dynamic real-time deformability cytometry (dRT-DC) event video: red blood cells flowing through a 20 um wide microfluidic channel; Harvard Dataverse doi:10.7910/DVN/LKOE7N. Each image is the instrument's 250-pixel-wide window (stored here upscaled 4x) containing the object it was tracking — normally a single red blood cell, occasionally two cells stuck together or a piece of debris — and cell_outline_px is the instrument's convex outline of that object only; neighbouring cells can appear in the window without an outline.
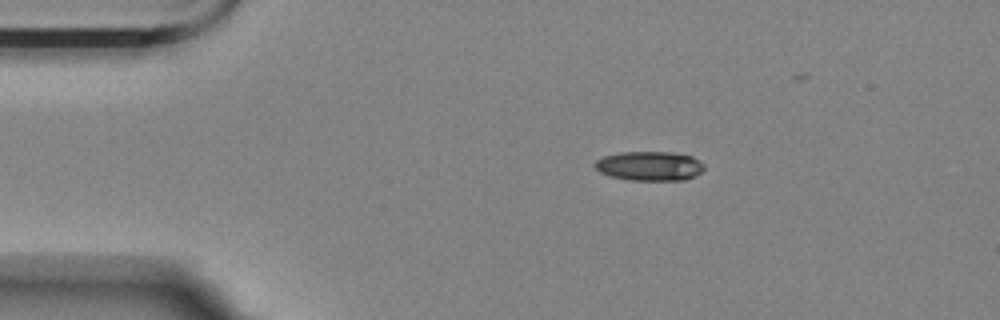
{"species": "Egyptian fruit bat (a non-hibernating species)", "species_latin": "Rousettus aegyptiacus", "temperature_condition": "room temperature", "stored_images_in_passage": 27, "camera_frame_rate_fps": 3000, "um_per_image_px": 0.085, "animal": {"sex": "female"}, "frame": {"image": 1, "passage_image": 1, "time_ms": 0.0, "image_size_px": [1000, 320], "cell_outline_px": [[704, 168], [696, 176], [684, 180], [628, 180], [612, 176], [600, 172], [592, 164], [596, 160], [604, 156], [620, 152], [672, 152], [692, 156], [700, 160], [704, 164]], "centroid_in_image_um": [55.22, 14.1], "position_along_channel_um": 29.8, "area_um2": 18.79}}
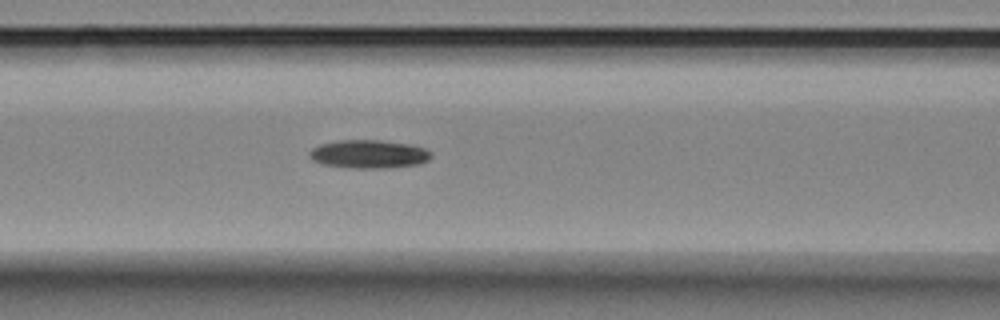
{"frame": {"image": 2, "passage_image": 14, "time_ms": 4.333, "image_size_px": [1000, 320], "cell_outline_px": [[432, 156], [428, 160], [420, 164], [388, 168], [352, 168], [324, 164], [312, 160], [308, 156], [308, 152], [312, 148], [320, 144], [340, 140], [376, 140], [404, 144], [424, 148], [432, 152]], "centroid_in_image_um": [31.33, 13.11], "position_along_channel_um": 135.3, "area_um2": 20.0}}
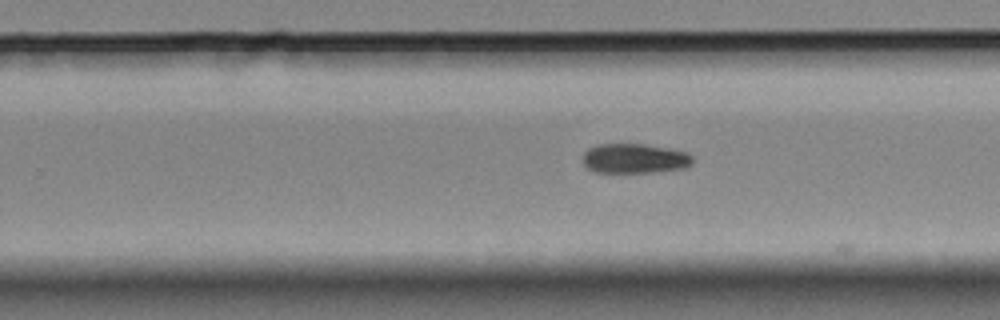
{"frame": {"image": 3, "passage_image": 26, "time_ms": 8.333, "image_size_px": [1000, 320], "cell_outline_px": [[692, 164], [684, 168], [652, 172], [596, 172], [588, 168], [584, 164], [584, 152], [588, 148], [596, 144], [644, 144], [688, 152], [692, 156]], "centroid_in_image_um": [53.94, 13.46], "position_along_channel_um": 275.9, "area_um2": 18.9}}